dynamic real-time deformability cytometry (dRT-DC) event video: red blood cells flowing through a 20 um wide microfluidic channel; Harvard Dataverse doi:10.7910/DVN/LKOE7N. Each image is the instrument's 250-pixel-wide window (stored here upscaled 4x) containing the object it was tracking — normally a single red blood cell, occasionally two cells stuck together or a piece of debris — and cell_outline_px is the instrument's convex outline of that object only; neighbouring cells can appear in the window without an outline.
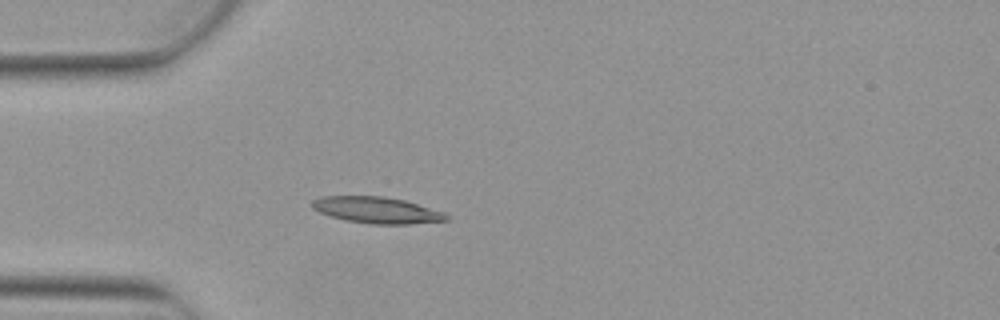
{"species": "Egyptian fruit bat (a non-hibernating species)", "species_latin": "Rousettus aegyptiacus", "temperature_condition": "warm", "stored_images_in_passage": 6, "camera_frame_rate_fps": 3000, "um_per_image_px": 0.085, "animal": {"sex": "female"}, "frame": {"image": 1, "passage_image": 5, "time_ms": 1.333, "image_size_px": [1000, 320], "cell_outline_px": [[448, 220], [412, 224], [368, 224], [344, 220], [320, 212], [312, 208], [312, 200], [320, 196], [384, 196], [404, 200], [444, 212], [448, 216]], "centroid_in_image_um": [32.02, 17.86], "position_along_channel_um": 53.0, "area_um2": 20.63}}